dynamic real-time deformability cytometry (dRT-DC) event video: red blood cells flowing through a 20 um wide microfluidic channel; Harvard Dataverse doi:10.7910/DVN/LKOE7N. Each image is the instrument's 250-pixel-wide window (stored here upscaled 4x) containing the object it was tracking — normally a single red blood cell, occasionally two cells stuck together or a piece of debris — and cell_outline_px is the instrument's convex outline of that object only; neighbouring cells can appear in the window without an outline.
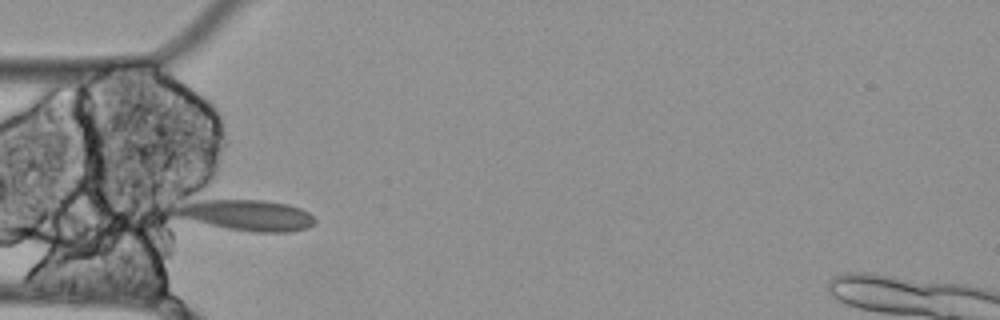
{"species": "Egyptian fruit bat (a non-hibernating species)", "species_latin": "Rousettus aegyptiacus", "temperature_condition": "cold", "stored_images_in_passage": 9, "camera_frame_rate_fps": 3000, "um_per_image_px": 0.085, "animal": {"sex": "female"}, "frame": {"image": 1, "passage_image": 4, "time_ms": 1.0, "image_size_px": [1000, 320], "cell_outline_px": [[316, 220], [308, 228], [288, 232], [256, 232], [228, 228], [176, 216], [172, 212], [176, 208], [200, 200], [264, 200], [288, 204], [300, 208], [308, 212]], "centroid_in_image_um": [21.06, 18.29], "position_along_channel_um": 63.9, "area_um2": 24.51}}
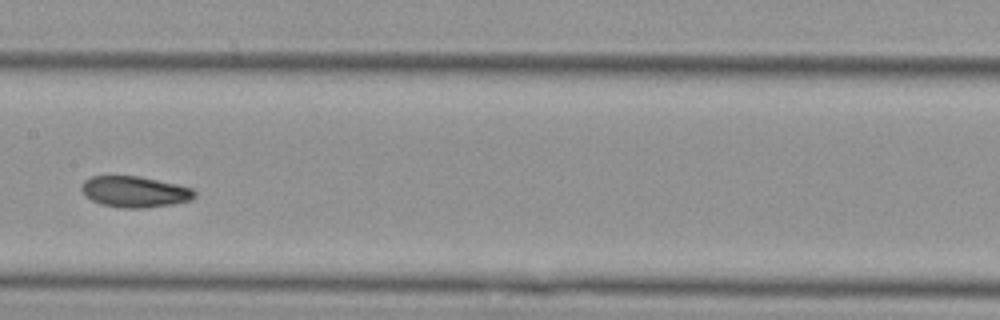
{"frame": {"image": 2, "passage_image": 7, "time_ms": 2.0, "image_size_px": [1000, 320], "cell_outline_px": [[196, 196], [192, 200], [172, 204], [144, 208], [124, 208], [100, 204], [84, 196], [80, 188], [84, 180], [92, 176], [140, 176], [176, 184], [192, 188], [196, 192]], "centroid_in_image_um": [11.44, 16.3], "position_along_channel_um": 196.0, "area_um2": 20.58}}
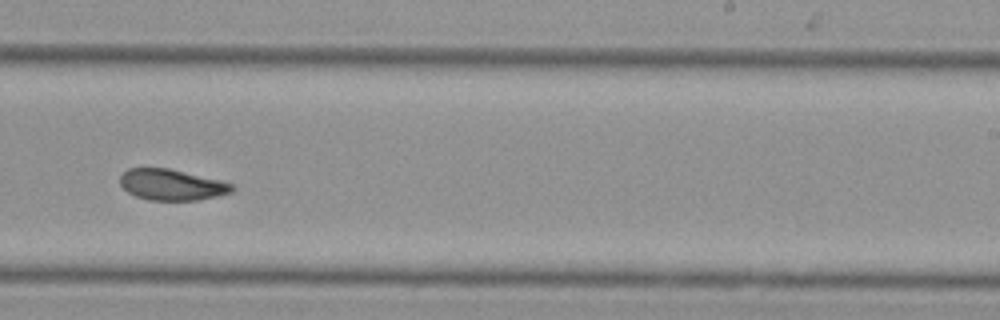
{"frame": {"image": 3, "passage_image": 9, "time_ms": 2.667, "image_size_px": [1000, 320], "cell_outline_px": [[236, 188], [232, 192], [216, 196], [196, 200], [148, 200], [136, 196], [128, 192], [120, 184], [120, 176], [128, 168], [168, 168], [220, 180], [232, 184]], "centroid_in_image_um": [14.59, 15.7], "position_along_channel_um": 274.4, "area_um2": 20.11}}